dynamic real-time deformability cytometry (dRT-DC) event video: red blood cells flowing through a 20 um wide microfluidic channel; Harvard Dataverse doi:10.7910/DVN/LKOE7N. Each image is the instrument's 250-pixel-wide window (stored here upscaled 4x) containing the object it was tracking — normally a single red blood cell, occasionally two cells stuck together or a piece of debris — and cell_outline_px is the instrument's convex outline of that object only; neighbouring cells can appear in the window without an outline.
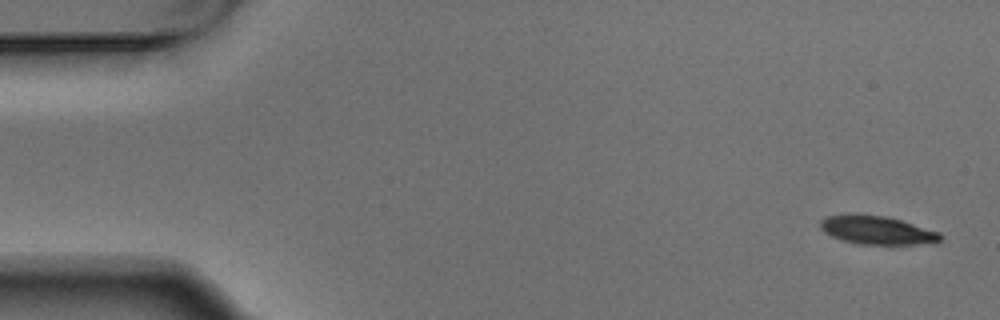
{"species": "Egyptian fruit bat (a non-hibernating species)", "species_latin": "Rousettus aegyptiacus", "temperature_condition": "warm", "stored_images_in_passage": 5, "camera_frame_rate_fps": 3000, "um_per_image_px": 0.085, "animal": {"sex": "male"}, "frame": {"image": 1, "passage_image": 1, "time_ms": 0.0, "image_size_px": [1000, 320], "cell_outline_px": [[940, 240], [936, 244], [856, 244], [840, 240], [824, 232], [820, 228], [820, 220], [824, 216], [848, 212], [856, 212], [888, 216], [940, 232]], "centroid_in_image_um": [74.48, 19.53], "position_along_channel_um": 10.5, "area_um2": 20.63}}
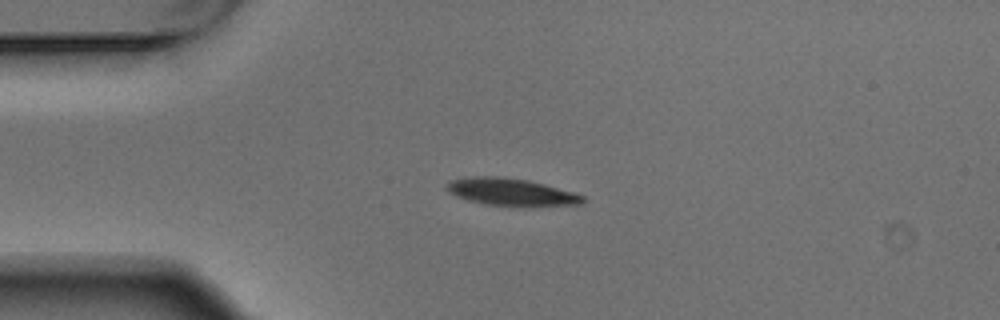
{"frame": {"image": 2, "passage_image": 4, "time_ms": 1.0, "image_size_px": [1000, 320], "cell_outline_px": [[584, 204], [532, 208], [524, 208], [488, 204], [468, 200], [448, 192], [444, 188], [452, 180], [472, 176], [496, 176], [528, 180], [544, 184], [572, 192], [584, 196]], "centroid_in_image_um": [43.51, 16.36], "position_along_channel_um": 41.5, "area_um2": 22.08}}